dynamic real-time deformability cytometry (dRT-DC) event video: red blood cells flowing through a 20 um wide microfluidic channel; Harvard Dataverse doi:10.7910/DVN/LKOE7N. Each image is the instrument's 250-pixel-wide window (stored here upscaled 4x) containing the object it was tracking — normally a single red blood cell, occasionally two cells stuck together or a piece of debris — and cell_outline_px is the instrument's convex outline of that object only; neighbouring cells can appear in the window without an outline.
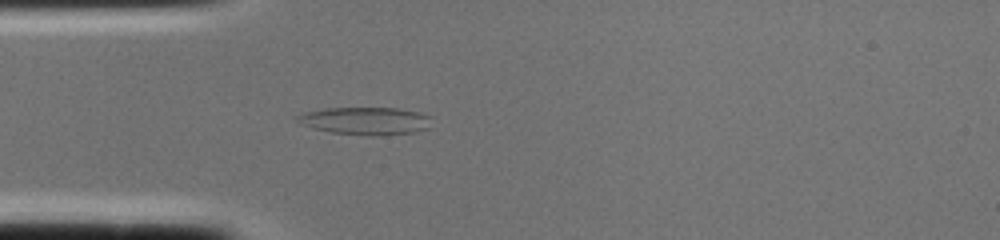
{"species": "common noctule bat (a hibernating species)", "species_latin": "Nyctalus noctula", "temperature_condition": "cold", "stored_images_in_passage": 1, "camera_frame_rate_fps": 3000, "um_per_image_px": 0.085, "animal": {"sex": "female", "body_mass_g": 22.0, "forearm_length_mm": 56.7}, "frame": {"image": 1, "passage_image": 1, "time_ms": 0.0, "image_size_px": [1000, 240], "cell_outline_px": [[432, 116], [428, 128], [412, 132], [380, 136], [372, 136], [332, 132], [312, 128], [300, 124], [296, 120], [296, 116], [304, 112], [328, 108], [396, 108], [416, 112]], "centroid_in_image_um": [31.05, 10.28], "position_along_channel_um": 54.0, "area_um2": 21.56}}